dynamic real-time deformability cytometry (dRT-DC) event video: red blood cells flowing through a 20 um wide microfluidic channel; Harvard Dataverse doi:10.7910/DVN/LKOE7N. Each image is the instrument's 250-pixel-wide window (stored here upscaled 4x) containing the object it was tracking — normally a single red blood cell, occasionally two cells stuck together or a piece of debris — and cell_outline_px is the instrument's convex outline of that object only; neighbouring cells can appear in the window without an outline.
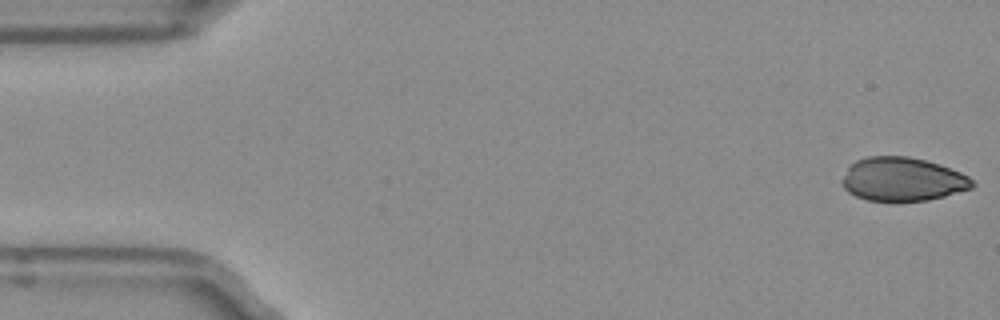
{"species": "Egyptian fruit bat (a non-hibernating species)", "species_latin": "Rousettus aegyptiacus", "temperature_condition": "room temperature", "stored_images_in_passage": 50, "camera_frame_rate_fps": 3000, "um_per_image_px": 0.085, "frame": {"image": 1, "passage_image": 1, "time_ms": 0.0, "image_size_px": [1000, 320], "cell_outline_px": [[976, 184], [972, 188], [944, 196], [928, 200], [868, 200], [856, 196], [848, 192], [844, 188], [844, 176], [848, 168], [856, 160], [864, 156], [908, 156], [940, 164], [960, 172], [968, 176]], "centroid_in_image_um": [76.74, 15.22], "position_along_channel_um": 8.3, "area_um2": 32.77}}
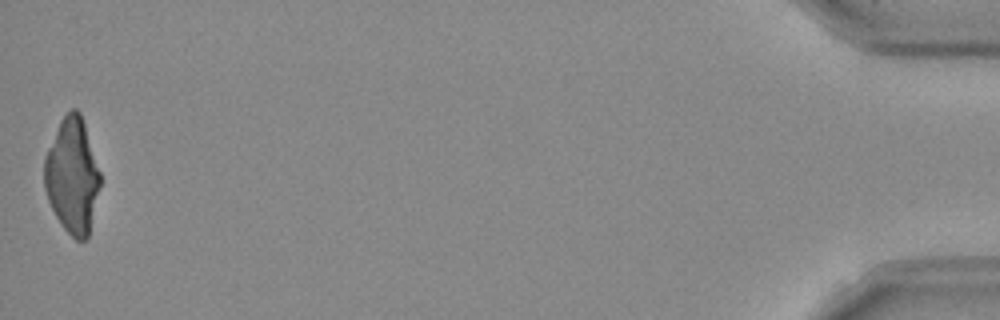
{"frame": {"image": 2, "passage_image": 50, "time_ms": 16.333, "image_size_px": [1000, 320], "cell_outline_px": [[100, 184], [88, 236], [84, 240], [76, 240], [64, 228], [56, 216], [48, 200], [44, 188], [44, 156], [60, 120], [72, 108], [76, 108], [80, 112], [100, 172]], "centroid_in_image_um": [6.12, 14.93], "position_along_channel_um": 429.1, "area_um2": 37.05}}